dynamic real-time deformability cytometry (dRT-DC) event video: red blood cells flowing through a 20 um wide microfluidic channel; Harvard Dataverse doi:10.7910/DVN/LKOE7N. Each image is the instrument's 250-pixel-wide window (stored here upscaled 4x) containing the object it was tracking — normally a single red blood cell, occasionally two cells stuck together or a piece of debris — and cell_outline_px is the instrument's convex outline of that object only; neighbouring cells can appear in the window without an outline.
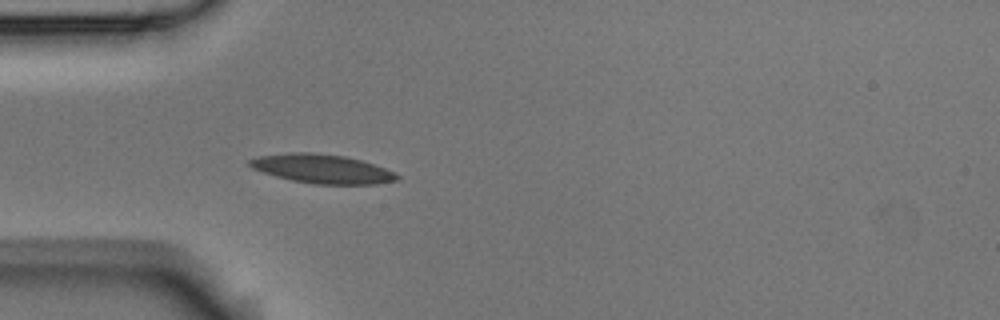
{"species": "Egyptian fruit bat (a non-hibernating species)", "species_latin": "Rousettus aegyptiacus", "temperature_condition": "room temperature", "stored_images_in_passage": 41, "camera_frame_rate_fps": 3000, "um_per_image_px": 0.085, "animal": {"sex": "male"}, "frame": {"image": 1, "passage_image": 1, "time_ms": 0.0, "image_size_px": [1000, 320], "cell_outline_px": [[400, 176], [396, 180], [376, 184], [312, 184], [292, 180], [276, 176], [252, 168], [248, 164], [248, 160], [256, 156], [288, 152], [312, 152], [344, 156], [360, 160], [396, 172]], "centroid_in_image_um": [27.35, 14.34], "position_along_channel_um": 57.7, "area_um2": 24.85}}
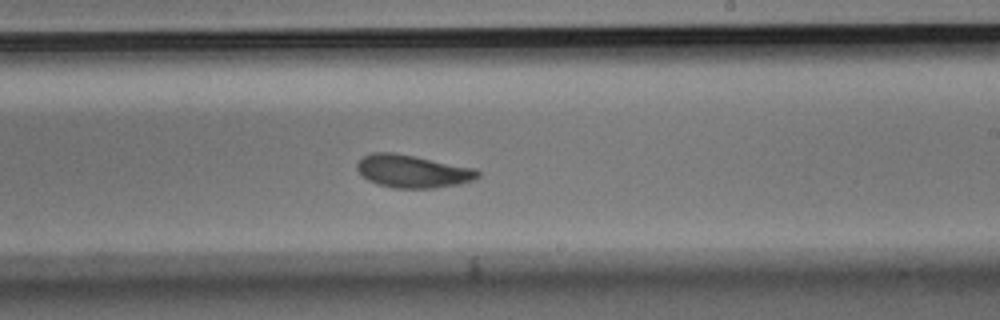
{"frame": {"image": 2, "passage_image": 18, "time_ms": 5.667, "image_size_px": [1000, 320], "cell_outline_px": [[480, 176], [472, 180], [460, 184], [432, 188], [392, 188], [376, 184], [368, 180], [356, 168], [356, 164], [364, 156], [372, 152], [392, 152], [476, 168], [480, 172]], "centroid_in_image_um": [35.08, 14.56], "position_along_channel_um": 253.9, "area_um2": 23.0}}
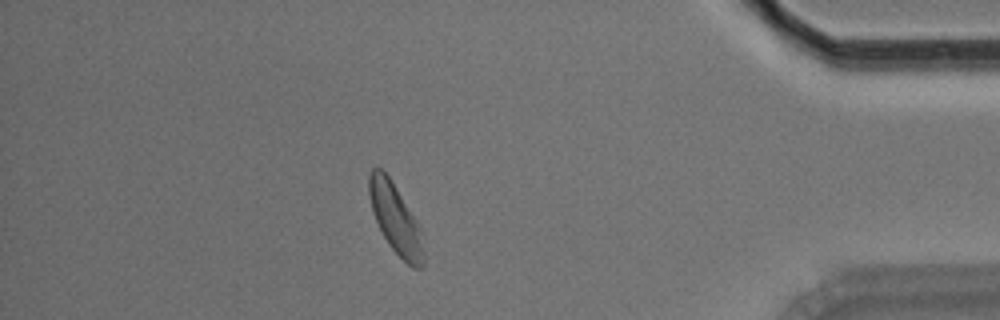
{"frame": {"image": 3, "passage_image": 34, "time_ms": 11.0, "image_size_px": [1000, 320], "cell_outline_px": [[424, 268], [412, 268], [388, 244], [372, 212], [368, 192], [368, 176], [372, 168], [380, 168], [388, 176], [420, 224], [424, 252]], "centroid_in_image_um": [33.63, 18.61], "position_along_channel_um": 401.6, "area_um2": 22.08}, "authors_computed_cell_mechanics": {"area_um2": 23.0622, "velocity_mm_per_s": 3.5258, "shape_relaxation_time_tau1_ms": 3.5308, "shape_relaxation_time_tau2_ms": 3.4167, "deformation_change_tau1": 0.116, "deformation_change_tau2": 0.0954}}